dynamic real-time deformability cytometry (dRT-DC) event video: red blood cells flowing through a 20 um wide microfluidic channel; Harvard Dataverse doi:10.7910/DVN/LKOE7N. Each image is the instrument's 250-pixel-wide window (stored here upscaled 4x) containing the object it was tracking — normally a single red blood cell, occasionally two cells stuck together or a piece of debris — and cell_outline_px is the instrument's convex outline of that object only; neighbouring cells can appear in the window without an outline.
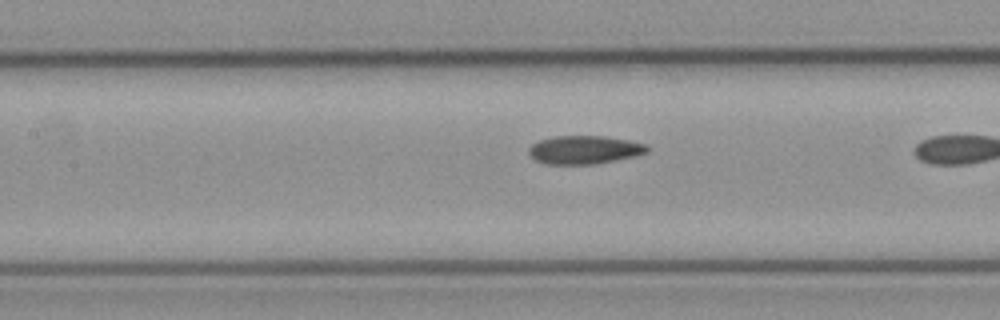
{"species": "common noctule bat (a hibernating species)", "species_latin": "Nyctalus noctula", "temperature_condition": "cold", "stored_images_in_passage": 23, "camera_frame_rate_fps": 3000, "um_per_image_px": 0.085, "animal": {"sex": "female", "body_mass_g": 21.9}, "frame": {"image": 1, "passage_image": 22, "time_ms": 7.0, "image_size_px": [1000, 320], "cell_outline_px": [[652, 148], [648, 152], [636, 156], [596, 164], [544, 164], [536, 160], [528, 152], [528, 148], [532, 144], [540, 140], [556, 136], [604, 136], [628, 140], [648, 144]], "centroid_in_image_um": [49.73, 12.73], "position_along_channel_um": 157.7, "area_um2": 19.71}}